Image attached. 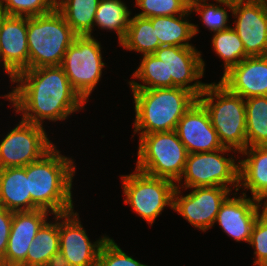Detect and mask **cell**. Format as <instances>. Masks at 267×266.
Instances as JSON below:
<instances>
[{
    "label": "cell",
    "instance_id": "obj_1",
    "mask_svg": "<svg viewBox=\"0 0 267 266\" xmlns=\"http://www.w3.org/2000/svg\"><path fill=\"white\" fill-rule=\"evenodd\" d=\"M18 85L4 95L25 122L43 125V120L63 121L86 102L74 90L61 66L23 70L12 80Z\"/></svg>",
    "mask_w": 267,
    "mask_h": 266
},
{
    "label": "cell",
    "instance_id": "obj_2",
    "mask_svg": "<svg viewBox=\"0 0 267 266\" xmlns=\"http://www.w3.org/2000/svg\"><path fill=\"white\" fill-rule=\"evenodd\" d=\"M55 147L38 161L26 165L31 211L44 209L57 215L74 210L71 189L75 162Z\"/></svg>",
    "mask_w": 267,
    "mask_h": 266
},
{
    "label": "cell",
    "instance_id": "obj_3",
    "mask_svg": "<svg viewBox=\"0 0 267 266\" xmlns=\"http://www.w3.org/2000/svg\"><path fill=\"white\" fill-rule=\"evenodd\" d=\"M135 104L134 132L150 134L176 129L198 98L180 87L131 89Z\"/></svg>",
    "mask_w": 267,
    "mask_h": 266
},
{
    "label": "cell",
    "instance_id": "obj_4",
    "mask_svg": "<svg viewBox=\"0 0 267 266\" xmlns=\"http://www.w3.org/2000/svg\"><path fill=\"white\" fill-rule=\"evenodd\" d=\"M198 101L208 111L223 147L241 153L247 147L245 99L214 82L206 84Z\"/></svg>",
    "mask_w": 267,
    "mask_h": 266
},
{
    "label": "cell",
    "instance_id": "obj_5",
    "mask_svg": "<svg viewBox=\"0 0 267 266\" xmlns=\"http://www.w3.org/2000/svg\"><path fill=\"white\" fill-rule=\"evenodd\" d=\"M76 36L56 8L45 15L27 17L28 69L61 66Z\"/></svg>",
    "mask_w": 267,
    "mask_h": 266
},
{
    "label": "cell",
    "instance_id": "obj_6",
    "mask_svg": "<svg viewBox=\"0 0 267 266\" xmlns=\"http://www.w3.org/2000/svg\"><path fill=\"white\" fill-rule=\"evenodd\" d=\"M136 170L175 184L182 178L188 152L175 130L140 134Z\"/></svg>",
    "mask_w": 267,
    "mask_h": 266
},
{
    "label": "cell",
    "instance_id": "obj_7",
    "mask_svg": "<svg viewBox=\"0 0 267 266\" xmlns=\"http://www.w3.org/2000/svg\"><path fill=\"white\" fill-rule=\"evenodd\" d=\"M124 202L132 206L135 213L152 225L165 207L173 206L176 184L165 178L153 177L135 169L121 176Z\"/></svg>",
    "mask_w": 267,
    "mask_h": 266
},
{
    "label": "cell",
    "instance_id": "obj_8",
    "mask_svg": "<svg viewBox=\"0 0 267 266\" xmlns=\"http://www.w3.org/2000/svg\"><path fill=\"white\" fill-rule=\"evenodd\" d=\"M101 45L92 35H77L68 47L61 67L71 86L87 103L105 67Z\"/></svg>",
    "mask_w": 267,
    "mask_h": 266
},
{
    "label": "cell",
    "instance_id": "obj_9",
    "mask_svg": "<svg viewBox=\"0 0 267 266\" xmlns=\"http://www.w3.org/2000/svg\"><path fill=\"white\" fill-rule=\"evenodd\" d=\"M233 149L221 148L212 152L188 154L184 173L177 182L176 188H194L204 186H220L235 191L239 190V163L235 157L226 158L223 155ZM223 154V155H222ZM184 177V186L181 180ZM231 186V187H230Z\"/></svg>",
    "mask_w": 267,
    "mask_h": 266
},
{
    "label": "cell",
    "instance_id": "obj_10",
    "mask_svg": "<svg viewBox=\"0 0 267 266\" xmlns=\"http://www.w3.org/2000/svg\"><path fill=\"white\" fill-rule=\"evenodd\" d=\"M54 146L43 126L21 120L0 143V169L25 167Z\"/></svg>",
    "mask_w": 267,
    "mask_h": 266
},
{
    "label": "cell",
    "instance_id": "obj_11",
    "mask_svg": "<svg viewBox=\"0 0 267 266\" xmlns=\"http://www.w3.org/2000/svg\"><path fill=\"white\" fill-rule=\"evenodd\" d=\"M231 191L220 186L194 187L192 192L182 196L180 188L175 187L172 209L205 232L214 226L216 215Z\"/></svg>",
    "mask_w": 267,
    "mask_h": 266
},
{
    "label": "cell",
    "instance_id": "obj_12",
    "mask_svg": "<svg viewBox=\"0 0 267 266\" xmlns=\"http://www.w3.org/2000/svg\"><path fill=\"white\" fill-rule=\"evenodd\" d=\"M232 12L235 26L232 27L241 39L249 57L267 55V0L224 2Z\"/></svg>",
    "mask_w": 267,
    "mask_h": 266
},
{
    "label": "cell",
    "instance_id": "obj_13",
    "mask_svg": "<svg viewBox=\"0 0 267 266\" xmlns=\"http://www.w3.org/2000/svg\"><path fill=\"white\" fill-rule=\"evenodd\" d=\"M153 54L165 63L167 79H172V87L186 89L197 98L200 96L207 84L198 81L204 75L205 62L194 46L165 45L160 46Z\"/></svg>",
    "mask_w": 267,
    "mask_h": 266
},
{
    "label": "cell",
    "instance_id": "obj_14",
    "mask_svg": "<svg viewBox=\"0 0 267 266\" xmlns=\"http://www.w3.org/2000/svg\"><path fill=\"white\" fill-rule=\"evenodd\" d=\"M79 214L71 211L61 214L59 222L60 251L71 266H95L99 250L107 236L91 242L79 221Z\"/></svg>",
    "mask_w": 267,
    "mask_h": 266
},
{
    "label": "cell",
    "instance_id": "obj_15",
    "mask_svg": "<svg viewBox=\"0 0 267 266\" xmlns=\"http://www.w3.org/2000/svg\"><path fill=\"white\" fill-rule=\"evenodd\" d=\"M51 212L44 209L13 212L10 235L0 266H26L27 252L36 233L47 222Z\"/></svg>",
    "mask_w": 267,
    "mask_h": 266
},
{
    "label": "cell",
    "instance_id": "obj_16",
    "mask_svg": "<svg viewBox=\"0 0 267 266\" xmlns=\"http://www.w3.org/2000/svg\"><path fill=\"white\" fill-rule=\"evenodd\" d=\"M175 131L189 154L224 148L208 111L198 100L179 120Z\"/></svg>",
    "mask_w": 267,
    "mask_h": 266
},
{
    "label": "cell",
    "instance_id": "obj_17",
    "mask_svg": "<svg viewBox=\"0 0 267 266\" xmlns=\"http://www.w3.org/2000/svg\"><path fill=\"white\" fill-rule=\"evenodd\" d=\"M27 17L5 15L0 24V61L11 80L28 69Z\"/></svg>",
    "mask_w": 267,
    "mask_h": 266
},
{
    "label": "cell",
    "instance_id": "obj_18",
    "mask_svg": "<svg viewBox=\"0 0 267 266\" xmlns=\"http://www.w3.org/2000/svg\"><path fill=\"white\" fill-rule=\"evenodd\" d=\"M260 207L267 208V205L255 198H246L244 192L237 198L228 197L221 205L215 223L236 242L249 243L253 226L261 214Z\"/></svg>",
    "mask_w": 267,
    "mask_h": 266
},
{
    "label": "cell",
    "instance_id": "obj_19",
    "mask_svg": "<svg viewBox=\"0 0 267 266\" xmlns=\"http://www.w3.org/2000/svg\"><path fill=\"white\" fill-rule=\"evenodd\" d=\"M219 82L244 99L267 96V55L246 57L224 73Z\"/></svg>",
    "mask_w": 267,
    "mask_h": 266
},
{
    "label": "cell",
    "instance_id": "obj_20",
    "mask_svg": "<svg viewBox=\"0 0 267 266\" xmlns=\"http://www.w3.org/2000/svg\"><path fill=\"white\" fill-rule=\"evenodd\" d=\"M239 160V189L250 190L252 198L267 205V145L246 147Z\"/></svg>",
    "mask_w": 267,
    "mask_h": 266
},
{
    "label": "cell",
    "instance_id": "obj_21",
    "mask_svg": "<svg viewBox=\"0 0 267 266\" xmlns=\"http://www.w3.org/2000/svg\"><path fill=\"white\" fill-rule=\"evenodd\" d=\"M0 206L12 212L31 211L26 166L0 169Z\"/></svg>",
    "mask_w": 267,
    "mask_h": 266
},
{
    "label": "cell",
    "instance_id": "obj_22",
    "mask_svg": "<svg viewBox=\"0 0 267 266\" xmlns=\"http://www.w3.org/2000/svg\"><path fill=\"white\" fill-rule=\"evenodd\" d=\"M190 9L185 14L175 16H155L149 18L155 30L160 46H193L189 40L199 32L198 25L190 23L187 18Z\"/></svg>",
    "mask_w": 267,
    "mask_h": 266
},
{
    "label": "cell",
    "instance_id": "obj_23",
    "mask_svg": "<svg viewBox=\"0 0 267 266\" xmlns=\"http://www.w3.org/2000/svg\"><path fill=\"white\" fill-rule=\"evenodd\" d=\"M100 0H56V9L77 35H91Z\"/></svg>",
    "mask_w": 267,
    "mask_h": 266
},
{
    "label": "cell",
    "instance_id": "obj_24",
    "mask_svg": "<svg viewBox=\"0 0 267 266\" xmlns=\"http://www.w3.org/2000/svg\"><path fill=\"white\" fill-rule=\"evenodd\" d=\"M54 218L55 223L47 221L36 233L27 252L26 266H46L50 257L59 251V221L61 220V214L54 215Z\"/></svg>",
    "mask_w": 267,
    "mask_h": 266
},
{
    "label": "cell",
    "instance_id": "obj_25",
    "mask_svg": "<svg viewBox=\"0 0 267 266\" xmlns=\"http://www.w3.org/2000/svg\"><path fill=\"white\" fill-rule=\"evenodd\" d=\"M119 44L143 55L153 54L160 47L151 20L137 15L130 18L127 34Z\"/></svg>",
    "mask_w": 267,
    "mask_h": 266
},
{
    "label": "cell",
    "instance_id": "obj_26",
    "mask_svg": "<svg viewBox=\"0 0 267 266\" xmlns=\"http://www.w3.org/2000/svg\"><path fill=\"white\" fill-rule=\"evenodd\" d=\"M247 147L267 145V96L245 99Z\"/></svg>",
    "mask_w": 267,
    "mask_h": 266
},
{
    "label": "cell",
    "instance_id": "obj_27",
    "mask_svg": "<svg viewBox=\"0 0 267 266\" xmlns=\"http://www.w3.org/2000/svg\"><path fill=\"white\" fill-rule=\"evenodd\" d=\"M131 12L121 0H100L94 25L100 29L116 31L119 43L124 39L129 27Z\"/></svg>",
    "mask_w": 267,
    "mask_h": 266
},
{
    "label": "cell",
    "instance_id": "obj_28",
    "mask_svg": "<svg viewBox=\"0 0 267 266\" xmlns=\"http://www.w3.org/2000/svg\"><path fill=\"white\" fill-rule=\"evenodd\" d=\"M132 78L141 80L143 84L134 80L129 81L131 89L172 87V79H167L165 63L158 59L154 54L143 55L142 61L133 73Z\"/></svg>",
    "mask_w": 267,
    "mask_h": 266
},
{
    "label": "cell",
    "instance_id": "obj_29",
    "mask_svg": "<svg viewBox=\"0 0 267 266\" xmlns=\"http://www.w3.org/2000/svg\"><path fill=\"white\" fill-rule=\"evenodd\" d=\"M212 46L215 53L224 61L223 74L234 65L239 64L246 57H249L245 53L241 39L232 27L214 32Z\"/></svg>",
    "mask_w": 267,
    "mask_h": 266
},
{
    "label": "cell",
    "instance_id": "obj_30",
    "mask_svg": "<svg viewBox=\"0 0 267 266\" xmlns=\"http://www.w3.org/2000/svg\"><path fill=\"white\" fill-rule=\"evenodd\" d=\"M135 5L143 10L135 14L144 18L155 16H175L185 14L192 0H135Z\"/></svg>",
    "mask_w": 267,
    "mask_h": 266
},
{
    "label": "cell",
    "instance_id": "obj_31",
    "mask_svg": "<svg viewBox=\"0 0 267 266\" xmlns=\"http://www.w3.org/2000/svg\"><path fill=\"white\" fill-rule=\"evenodd\" d=\"M208 0H192L190 2V12H196L200 15L203 24L209 28L210 31L219 32L230 28L228 26L227 9L218 4L207 3Z\"/></svg>",
    "mask_w": 267,
    "mask_h": 266
},
{
    "label": "cell",
    "instance_id": "obj_32",
    "mask_svg": "<svg viewBox=\"0 0 267 266\" xmlns=\"http://www.w3.org/2000/svg\"><path fill=\"white\" fill-rule=\"evenodd\" d=\"M6 15L33 17L45 15L56 8V0H0Z\"/></svg>",
    "mask_w": 267,
    "mask_h": 266
},
{
    "label": "cell",
    "instance_id": "obj_33",
    "mask_svg": "<svg viewBox=\"0 0 267 266\" xmlns=\"http://www.w3.org/2000/svg\"><path fill=\"white\" fill-rule=\"evenodd\" d=\"M95 266H148L127 255L109 236L102 244Z\"/></svg>",
    "mask_w": 267,
    "mask_h": 266
},
{
    "label": "cell",
    "instance_id": "obj_34",
    "mask_svg": "<svg viewBox=\"0 0 267 266\" xmlns=\"http://www.w3.org/2000/svg\"><path fill=\"white\" fill-rule=\"evenodd\" d=\"M248 244L255 249L253 265L267 266V208L258 216Z\"/></svg>",
    "mask_w": 267,
    "mask_h": 266
},
{
    "label": "cell",
    "instance_id": "obj_35",
    "mask_svg": "<svg viewBox=\"0 0 267 266\" xmlns=\"http://www.w3.org/2000/svg\"><path fill=\"white\" fill-rule=\"evenodd\" d=\"M13 212L0 206V261L5 256L10 235Z\"/></svg>",
    "mask_w": 267,
    "mask_h": 266
},
{
    "label": "cell",
    "instance_id": "obj_36",
    "mask_svg": "<svg viewBox=\"0 0 267 266\" xmlns=\"http://www.w3.org/2000/svg\"><path fill=\"white\" fill-rule=\"evenodd\" d=\"M46 266H71L63 253L59 250L48 260Z\"/></svg>",
    "mask_w": 267,
    "mask_h": 266
},
{
    "label": "cell",
    "instance_id": "obj_37",
    "mask_svg": "<svg viewBox=\"0 0 267 266\" xmlns=\"http://www.w3.org/2000/svg\"><path fill=\"white\" fill-rule=\"evenodd\" d=\"M221 1L235 3V2H245V1H255V0H221Z\"/></svg>",
    "mask_w": 267,
    "mask_h": 266
},
{
    "label": "cell",
    "instance_id": "obj_38",
    "mask_svg": "<svg viewBox=\"0 0 267 266\" xmlns=\"http://www.w3.org/2000/svg\"><path fill=\"white\" fill-rule=\"evenodd\" d=\"M5 15L6 14H5V12L3 11V9L1 8V5H0V24H1V22H2V20H3Z\"/></svg>",
    "mask_w": 267,
    "mask_h": 266
}]
</instances>
